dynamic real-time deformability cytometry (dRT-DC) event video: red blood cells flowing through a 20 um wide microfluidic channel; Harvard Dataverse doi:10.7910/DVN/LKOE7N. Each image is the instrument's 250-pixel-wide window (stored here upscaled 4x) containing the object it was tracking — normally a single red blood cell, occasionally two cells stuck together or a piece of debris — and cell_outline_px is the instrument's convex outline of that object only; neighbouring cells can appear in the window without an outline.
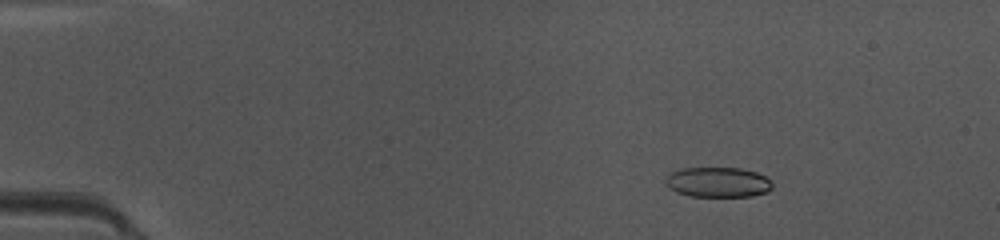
{"species": "common noctule bat (a hibernating species)", "species_latin": "Nyctalus noctula", "temperature_condition": "warm", "stored_images_in_passage": 49, "camera_frame_rate_fps": 3000, "um_per_image_px": 0.085, "animal": {"sex": "female", "body_mass_g": 10.0, "forearm_length_mm": 53.1}, "frame": {"image": 1, "passage_image": 8, "time_ms": 2.333, "image_size_px": [1000, 240], "cell_outline_px": [[772, 188], [768, 192], [752, 196], [688, 196], [676, 192], [668, 188], [664, 184], [664, 180], [672, 172], [684, 168], [740, 168], [756, 172], [764, 176], [772, 184]], "centroid_in_image_um": [60.99, 15.49], "position_along_channel_um": 24.0, "area_um2": 18.73}}
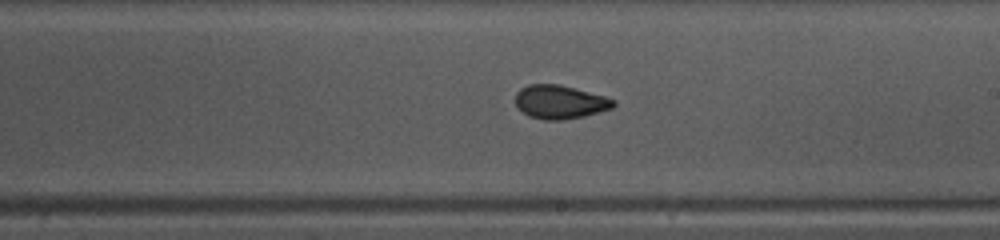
{"frame": {"image": 2, "passage_image": 29, "time_ms": 9.333, "image_size_px": [1000, 240], "cell_outline_px": [[616, 104], [612, 108], [584, 116], [564, 120], [544, 120], [528, 116], [516, 104], [516, 92], [520, 88], [528, 84], [560, 84], [604, 96], [616, 100]], "centroid_in_image_um": [47.59, 8.66], "position_along_channel_um": 241.4, "area_um2": 19.19}}
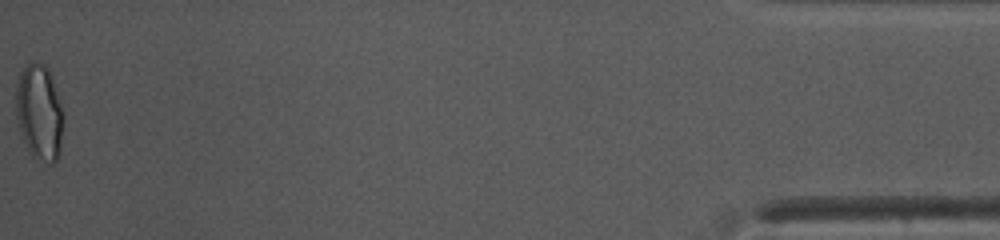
{"frame": {"image": 3, "passage_image": 49, "time_ms": 16.0, "image_size_px": [1000, 240], "cell_outline_px": [[64, 116], [60, 152], [56, 160], [52, 164], [32, 156], [28, 152], [20, 132], [16, 116], [16, 88], [20, 72], [28, 64], [44, 64], [48, 68], [64, 112]], "centroid_in_image_um": [3.35, 9.59], "position_along_channel_um": 431.8, "area_um2": 26.47}, "authors_computed_cell_mechanics": {"area_um2": 19.5942, "velocity_mm_per_s": 4.1771, "shape_relaxation_time_tau1_ms": 6.9964, "shape_relaxation_time_tau2_ms": 1.3645, "deformation_change_tau1": 0.1504, "deformation_change_tau2": 0.0639}}